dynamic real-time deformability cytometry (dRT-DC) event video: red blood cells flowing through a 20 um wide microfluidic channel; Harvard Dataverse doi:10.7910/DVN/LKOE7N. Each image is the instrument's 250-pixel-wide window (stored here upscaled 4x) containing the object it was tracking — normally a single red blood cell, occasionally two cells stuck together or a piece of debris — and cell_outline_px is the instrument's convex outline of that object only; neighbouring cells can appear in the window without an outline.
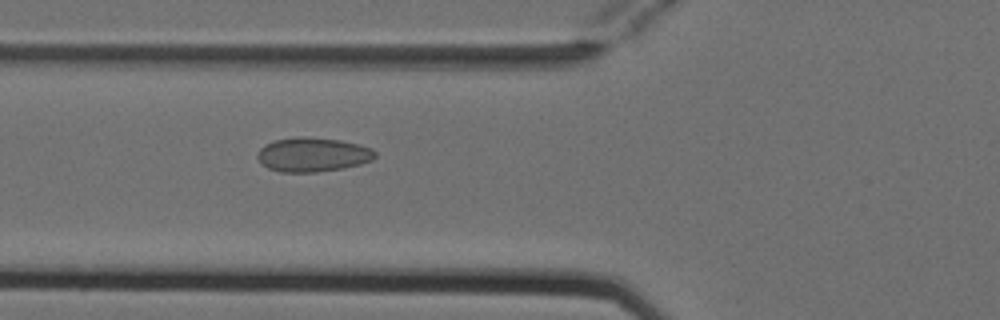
{"species": "Egyptian fruit bat (a non-hibernating species)", "species_latin": "Rousettus aegyptiacus", "temperature_condition": "cold", "stored_images_in_passage": 5, "camera_frame_rate_fps": 3000, "um_per_image_px": 0.085, "animal": {"sex": "female"}, "frame": {"image": 1, "passage_image": 5, "time_ms": 1.333, "image_size_px": [1000, 320], "cell_outline_px": [[376, 156], [372, 160], [360, 164], [340, 168], [316, 172], [280, 172], [268, 168], [256, 156], [260, 148], [264, 144], [276, 140], [304, 136], [340, 140], [360, 144], [372, 148], [376, 152]], "centroid_in_image_um": [26.6, 13.13], "position_along_channel_um": 99.2, "area_um2": 23.35}}